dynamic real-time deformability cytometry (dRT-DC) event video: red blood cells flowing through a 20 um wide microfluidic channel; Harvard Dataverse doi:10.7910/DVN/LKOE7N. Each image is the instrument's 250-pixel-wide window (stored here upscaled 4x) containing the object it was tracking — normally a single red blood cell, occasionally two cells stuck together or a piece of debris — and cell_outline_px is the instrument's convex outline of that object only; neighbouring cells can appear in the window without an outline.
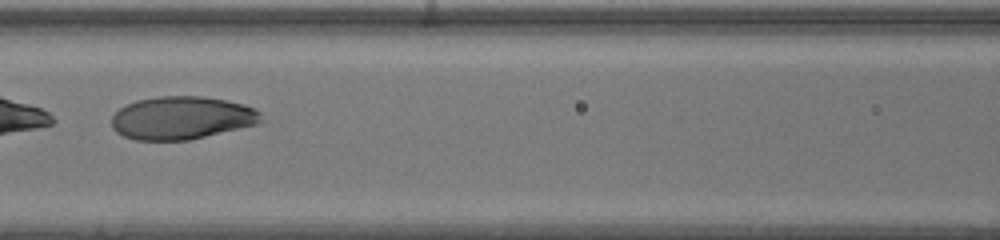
{"species": "human", "species_latin": "Homo sapiens", "temperature_condition": "warm", "stored_images_in_passage": 45, "camera_frame_rate_fps": 3000, "um_per_image_px": 0.085, "donor": {"sex": "male"}, "frame": {"image": 1, "passage_image": 20, "time_ms": 6.333, "image_size_px": [1000, 240], "cell_outline_px": [[260, 120], [256, 124], [188, 140], [136, 140], [124, 136], [116, 132], [112, 128], [112, 116], [120, 108], [136, 100], [160, 96], [200, 96], [224, 100], [244, 104], [260, 112]], "centroid_in_image_um": [15.39, 10.02], "position_along_channel_um": 151.2, "area_um2": 36.99}}
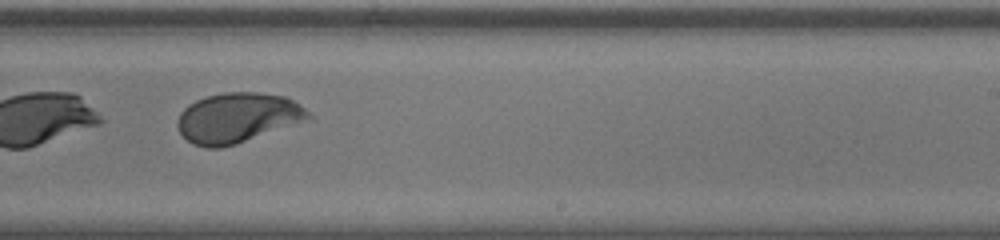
{"frame": {"image": 2, "passage_image": 28, "time_ms": 9.0, "image_size_px": [1000, 240], "cell_outline_px": [[312, 116], [236, 144], [220, 148], [204, 148], [192, 144], [180, 132], [176, 124], [176, 120], [180, 112], [188, 104], [196, 100], [208, 96], [224, 92], [256, 92], [288, 96], [300, 104]], "centroid_in_image_um": [20.11, 9.99], "position_along_channel_um": 268.9, "area_um2": 37.63}}
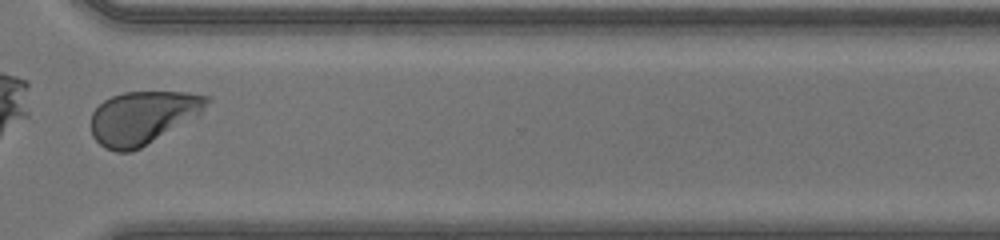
{"frame": {"image": 3, "passage_image": 34, "time_ms": 11.0, "image_size_px": [1000, 240], "cell_outline_px": [[212, 100], [200, 112], [140, 148], [132, 152], [116, 152], [104, 148], [92, 136], [92, 112], [104, 100], [112, 96], [124, 92], [188, 92], [212, 96]], "centroid_in_image_um": [12.1, 9.98], "position_along_channel_um": 358.5, "area_um2": 35.26}}